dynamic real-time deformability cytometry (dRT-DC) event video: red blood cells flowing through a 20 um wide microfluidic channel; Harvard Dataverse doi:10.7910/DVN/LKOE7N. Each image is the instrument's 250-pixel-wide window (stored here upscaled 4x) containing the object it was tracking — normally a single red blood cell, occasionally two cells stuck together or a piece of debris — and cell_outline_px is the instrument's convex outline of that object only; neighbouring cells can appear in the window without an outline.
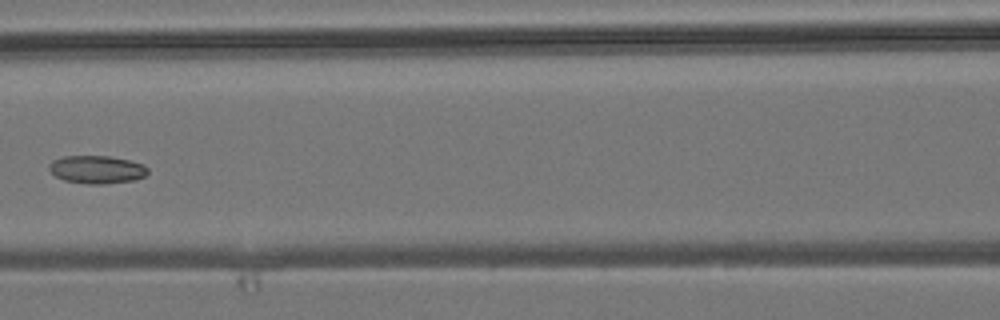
{"species": "common noctule bat (a hibernating species)", "species_latin": "Nyctalus noctula", "temperature_condition": "room temperature", "stored_images_in_passage": 8, "camera_frame_rate_fps": 3000, "um_per_image_px": 0.085, "animal": {"sex": "male", "body_mass_g": 19.2, "forearm_length_mm": 51.8}, "frame": {"image": 1, "passage_image": 7, "time_ms": 7.0, "image_size_px": [1000, 320], "cell_outline_px": [[148, 172], [144, 176], [136, 180], [104, 184], [88, 184], [64, 180], [56, 176], [48, 168], [48, 164], [52, 160], [64, 156], [112, 156], [144, 164], [148, 168]], "centroid_in_image_um": [8.24, 14.4], "position_along_channel_um": 158.4, "area_um2": 16.18}}
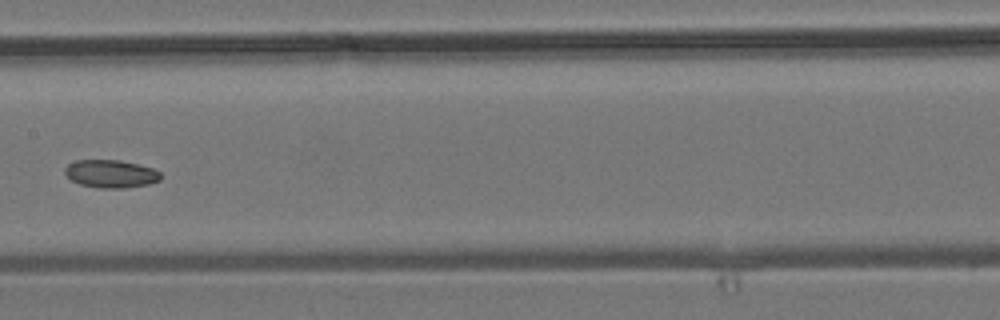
{"frame": {"image": 2, "passage_image": 8, "time_ms": 8.0, "image_size_px": [1000, 320], "cell_outline_px": [[160, 180], [148, 184], [124, 188], [96, 188], [80, 184], [72, 180], [64, 172], [64, 168], [68, 164], [76, 160], [120, 160], [152, 168], [160, 172]], "centroid_in_image_um": [9.4, 14.77], "position_along_channel_um": 198.0, "area_um2": 15.49}}